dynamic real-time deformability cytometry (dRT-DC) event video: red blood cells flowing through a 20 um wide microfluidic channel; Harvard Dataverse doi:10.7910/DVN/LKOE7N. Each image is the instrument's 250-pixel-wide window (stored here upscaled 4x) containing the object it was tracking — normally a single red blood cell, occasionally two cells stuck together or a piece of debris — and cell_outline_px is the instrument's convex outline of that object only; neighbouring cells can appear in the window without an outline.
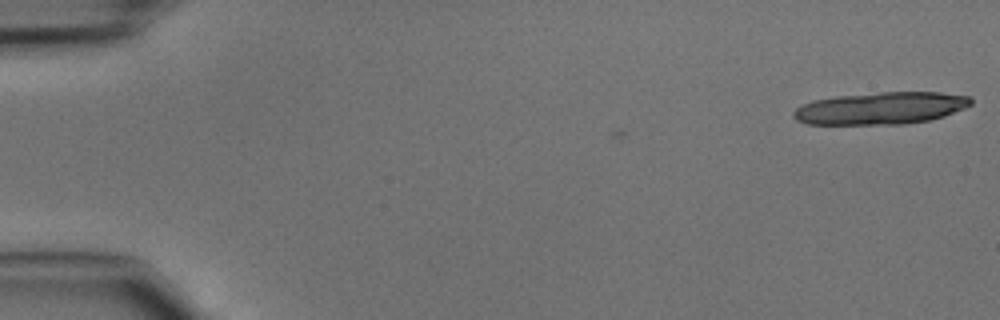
{"species": "common noctule bat (a hibernating species)", "species_latin": "Nyctalus noctula", "temperature_condition": "cold", "stored_images_in_passage": 7, "camera_frame_rate_fps": 3000, "um_per_image_px": 0.085, "animal": {"sex": "male", "body_mass_g": 15.6}, "frame": {"image": 1, "passage_image": 7, "time_ms": 2.0, "image_size_px": [1000, 320], "cell_outline_px": [[972, 104], [964, 108], [944, 116], [928, 120], [904, 124], [808, 124], [796, 120], [792, 116], [792, 112], [796, 108], [812, 100], [836, 96], [880, 92], [940, 92], [972, 96]], "centroid_in_image_um": [74.87, 9.19], "position_along_channel_um": 10.1, "area_um2": 33.41}}